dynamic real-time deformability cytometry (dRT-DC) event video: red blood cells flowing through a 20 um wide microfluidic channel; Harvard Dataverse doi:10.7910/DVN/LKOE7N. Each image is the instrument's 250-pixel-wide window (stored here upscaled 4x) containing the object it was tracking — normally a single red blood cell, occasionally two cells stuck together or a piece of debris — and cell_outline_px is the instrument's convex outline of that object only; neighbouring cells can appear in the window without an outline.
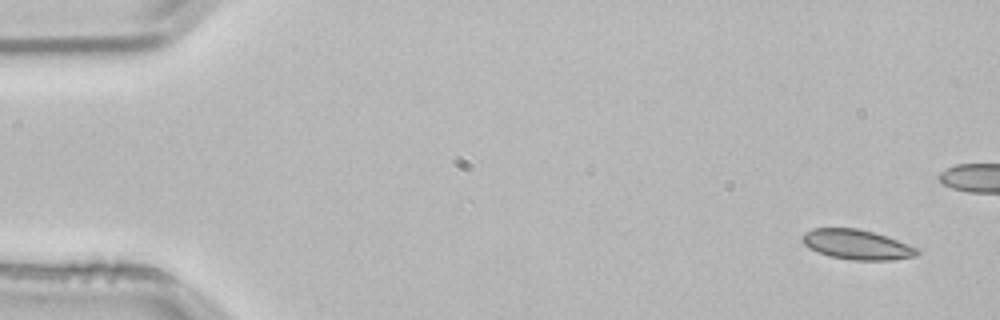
{"species": "common noctule bat (a hibernating species)", "species_latin": "Nyctalus noctula", "temperature_condition": "room temperature", "stored_images_in_passage": 4, "camera_frame_rate_fps": 3000, "um_per_image_px": 0.085, "animal": {"sex": "male", "body_mass_g": 21.5, "forearm_length_mm": 52.0}, "frame": {"image": 1, "passage_image": 1, "time_ms": 0.0, "image_size_px": [1000, 320], "cell_outline_px": [[920, 252], [916, 256], [892, 260], [852, 260], [828, 256], [808, 248], [800, 240], [800, 236], [804, 232], [812, 228], [856, 228], [872, 232], [920, 248]], "centroid_in_image_um": [72.79, 20.79], "position_along_channel_um": 12.2, "area_um2": 20.11}}